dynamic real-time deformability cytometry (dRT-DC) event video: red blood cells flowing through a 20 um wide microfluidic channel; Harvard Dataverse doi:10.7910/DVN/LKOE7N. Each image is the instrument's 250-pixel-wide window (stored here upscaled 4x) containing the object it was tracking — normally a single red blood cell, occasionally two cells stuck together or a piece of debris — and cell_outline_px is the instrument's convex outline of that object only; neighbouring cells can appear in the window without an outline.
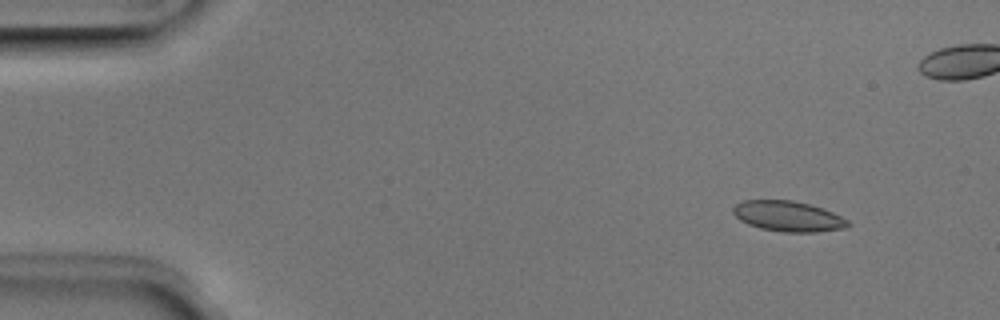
{"species": "Egyptian fruit bat (a non-hibernating species)", "species_latin": "Rousettus aegyptiacus", "temperature_condition": "room temperature", "stored_images_in_passage": 6, "camera_frame_rate_fps": 3000, "um_per_image_px": 0.085, "animal": {"sex": "male"}, "frame": {"image": 1, "passage_image": 2, "time_ms": 0.333, "image_size_px": [1000, 320], "cell_outline_px": [[852, 224], [848, 228], [816, 232], [784, 232], [760, 228], [748, 224], [740, 220], [732, 212], [732, 208], [736, 204], [744, 200], [792, 200], [824, 208], [848, 220]], "centroid_in_image_um": [67.01, 18.38], "position_along_channel_um": 18.0, "area_um2": 20.46}}
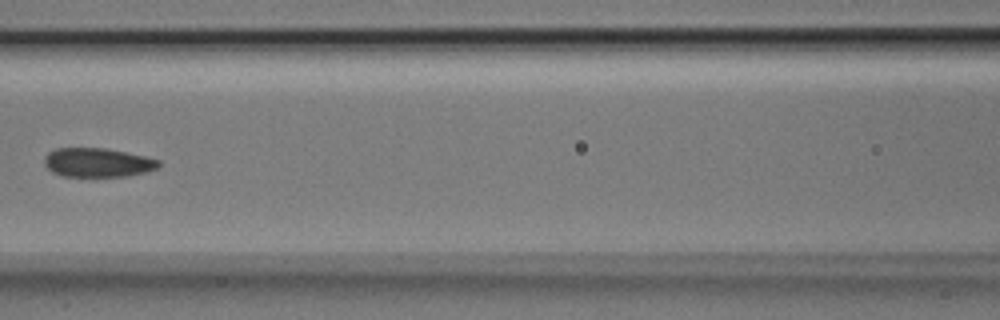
{"frame": {"image": 2, "passage_image": 6, "time_ms": 1.667, "image_size_px": [1000, 320], "cell_outline_px": [[160, 168], [148, 172], [128, 176], [60, 176], [52, 172], [44, 164], [44, 156], [48, 152], [56, 148], [104, 148], [144, 156], [160, 160]], "centroid_in_image_um": [8.3, 13.82], "position_along_channel_um": 158.3, "area_um2": 19.48}}